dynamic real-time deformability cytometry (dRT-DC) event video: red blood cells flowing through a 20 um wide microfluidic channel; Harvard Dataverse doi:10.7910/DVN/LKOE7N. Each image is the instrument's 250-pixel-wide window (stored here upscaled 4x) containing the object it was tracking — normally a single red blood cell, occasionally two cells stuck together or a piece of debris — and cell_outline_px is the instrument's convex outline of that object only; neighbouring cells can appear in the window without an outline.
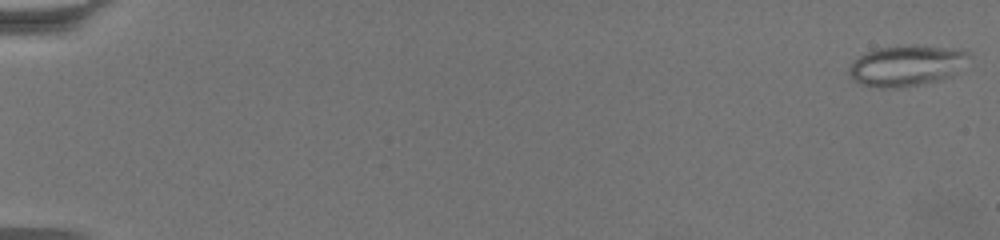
{"species": "common noctule bat (a hibernating species)", "species_latin": "Nyctalus noctula", "temperature_condition": "warm", "stored_images_in_passage": 64, "camera_frame_rate_fps": 3000, "um_per_image_px": 0.085, "animal": {"sex": "female", "body_mass_g": 19.5, "forearm_length_mm": 54.1}, "frame": {"image": 1, "passage_image": 1, "time_ms": 0.0, "image_size_px": [1000, 240], "cell_outline_px": [[972, 68], [952, 76], [924, 84], [896, 88], [880, 88], [860, 84], [852, 80], [848, 72], [848, 68], [864, 52], [876, 48], [908, 44], [916, 44], [964, 48], [972, 56]], "centroid_in_image_um": [77.24, 5.55], "position_along_channel_um": 7.8, "area_um2": 30.11}}
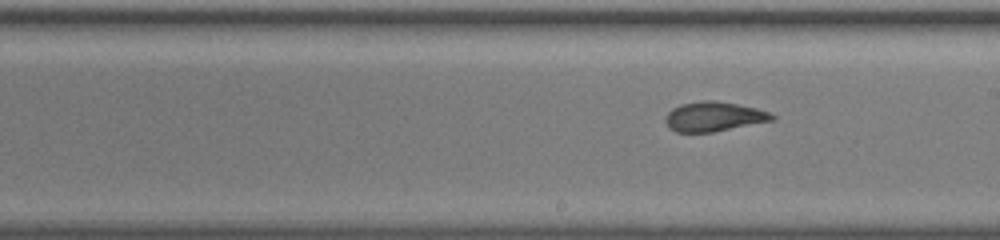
{"frame": {"image": 2, "passage_image": 38, "time_ms": 12.333, "image_size_px": [1000, 240], "cell_outline_px": [[776, 116], [772, 120], [712, 132], [676, 132], [668, 128], [664, 120], [668, 112], [672, 108], [680, 104], [700, 100], [716, 100], [756, 108], [768, 112]], "centroid_in_image_um": [60.61, 9.9], "position_along_channel_um": 228.4, "area_um2": 18.32}}
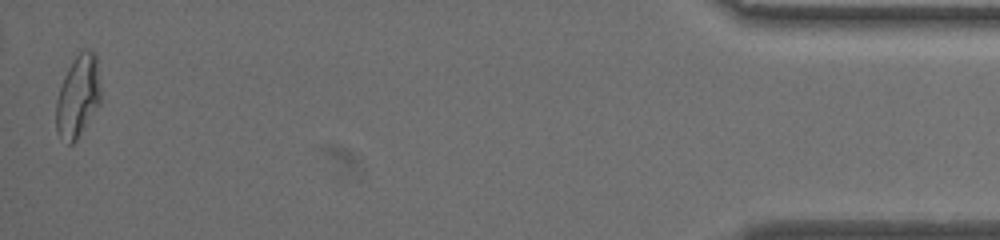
{"frame": {"image": 3, "passage_image": 63, "time_ms": 20.667, "image_size_px": [1000, 240], "cell_outline_px": [[100, 104], [76, 140], [72, 144], [68, 144], [60, 140], [56, 132], [56, 100], [64, 76], [68, 68], [76, 56], [84, 48], [96, 52], [100, 88]], "centroid_in_image_um": [6.62, 8.21], "position_along_channel_um": 428.6, "area_um2": 21.44}, "authors_computed_cell_mechanics": {"area_um2": 19.4786, "velocity_mm_per_s": 3.3836, "shape_relaxation_time_tau1_ms": null, "shape_relaxation_time_tau2_ms": 1.3823, "deformation_change_tau1": null, "deformation_change_tau2": 0.0951}}